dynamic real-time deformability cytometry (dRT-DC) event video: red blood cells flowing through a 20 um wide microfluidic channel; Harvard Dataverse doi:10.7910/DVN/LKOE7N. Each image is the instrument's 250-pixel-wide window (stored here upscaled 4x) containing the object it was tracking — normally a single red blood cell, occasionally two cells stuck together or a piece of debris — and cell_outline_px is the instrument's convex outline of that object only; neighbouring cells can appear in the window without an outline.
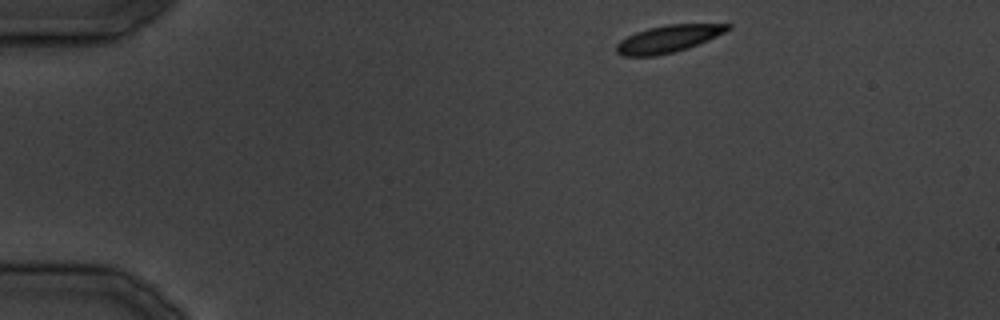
{"species": "common noctule bat (a hibernating species)", "species_latin": "Nyctalus noctula", "temperature_condition": "cold", "stored_images_in_passage": 31, "camera_frame_rate_fps": 3000, "um_per_image_px": 0.085, "animal": {"sex": "male", "body_mass_g": 19.5, "forearm_length_mm": 54.6}, "frame": {"image": 1, "passage_image": 1, "time_ms": 0.0, "image_size_px": [1000, 320], "cell_outline_px": [[732, 28], [708, 40], [688, 48], [656, 56], [624, 56], [616, 52], [616, 44], [620, 40], [636, 32], [648, 28], [668, 24], [732, 24]], "centroid_in_image_um": [56.79, 3.3], "position_along_channel_um": 28.2, "area_um2": 17.51}}
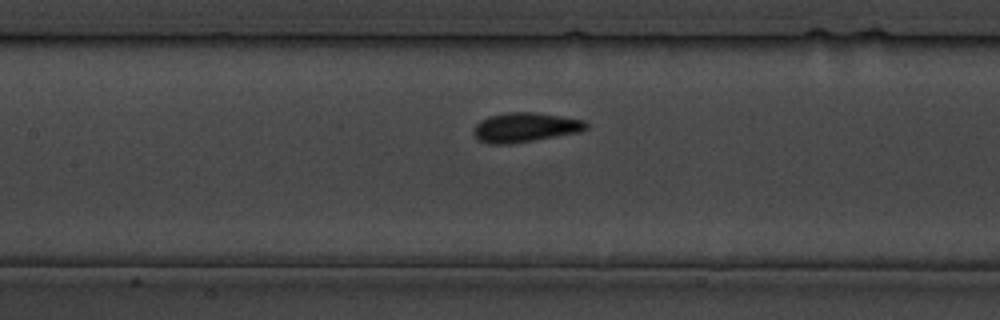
{"frame": {"image": 2, "passage_image": 12, "time_ms": 13.667, "image_size_px": [1000, 320], "cell_outline_px": [[588, 128], [580, 132], [508, 144], [492, 144], [480, 140], [476, 136], [476, 124], [480, 120], [488, 116], [508, 112], [532, 112], [560, 116], [584, 120], [588, 124]], "centroid_in_image_um": [44.67, 10.81], "position_along_channel_um": 162.7, "area_um2": 18.96}}
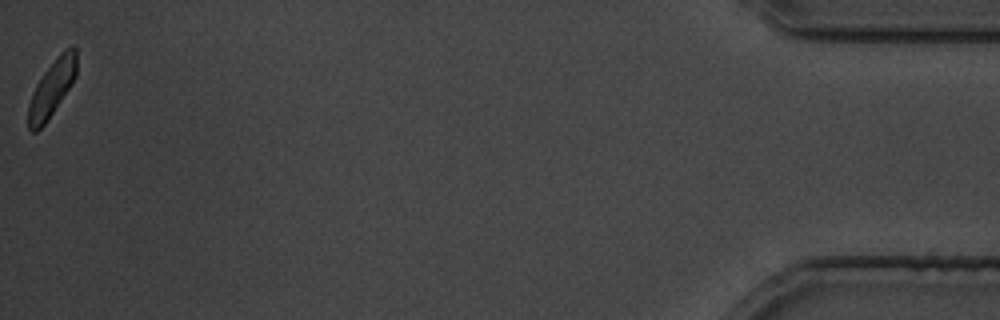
{"frame": {"image": 3, "passage_image": 31, "time_ms": 37.0, "image_size_px": [1000, 320], "cell_outline_px": [[76, 76], [72, 84], [48, 120], [36, 132], [32, 132], [28, 128], [28, 104], [32, 92], [36, 84], [44, 72], [60, 52], [68, 48], [76, 48]], "centroid_in_image_um": [4.39, 7.53], "position_along_channel_um": 430.8, "area_um2": 15.78}}